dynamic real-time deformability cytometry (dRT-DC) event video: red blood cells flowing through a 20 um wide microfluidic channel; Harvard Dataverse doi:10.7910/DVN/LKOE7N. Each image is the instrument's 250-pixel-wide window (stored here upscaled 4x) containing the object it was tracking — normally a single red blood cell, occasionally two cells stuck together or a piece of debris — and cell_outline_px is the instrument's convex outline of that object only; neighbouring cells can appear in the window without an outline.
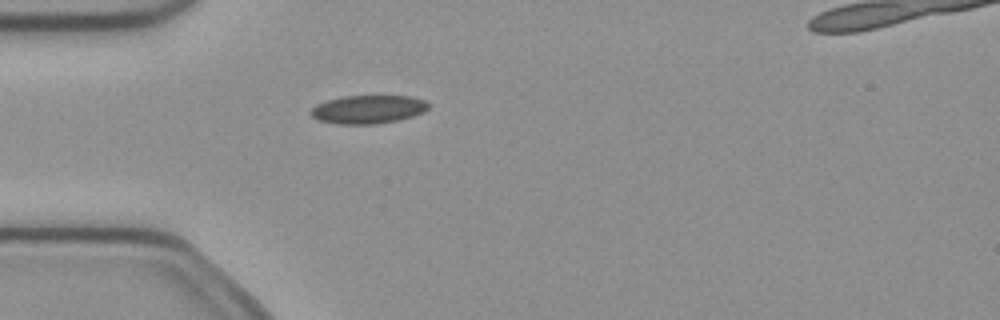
{"species": "common noctule bat (a hibernating species)", "species_latin": "Nyctalus noctula", "temperature_condition": "cold", "stored_images_in_passage": 5, "camera_frame_rate_fps": 3000, "um_per_image_px": 0.085, "animal": {"sex": "female", "body_mass_g": 21.9}, "frame": {"image": 1, "passage_image": 5, "time_ms": 1.333, "image_size_px": [1000, 320], "cell_outline_px": [[428, 108], [424, 112], [412, 116], [396, 120], [376, 124], [336, 124], [316, 120], [308, 112], [316, 104], [328, 100], [344, 96], [412, 96], [424, 100], [428, 104]], "centroid_in_image_um": [31.25, 9.3], "position_along_channel_um": 53.8, "area_um2": 19.48}}